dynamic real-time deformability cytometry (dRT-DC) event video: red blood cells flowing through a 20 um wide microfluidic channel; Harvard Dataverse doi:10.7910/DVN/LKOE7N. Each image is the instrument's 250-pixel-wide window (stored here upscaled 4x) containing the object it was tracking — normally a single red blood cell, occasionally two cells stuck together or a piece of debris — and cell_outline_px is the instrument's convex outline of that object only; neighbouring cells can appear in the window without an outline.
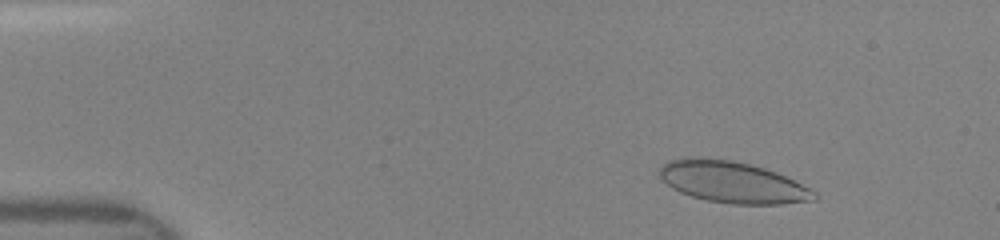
{"species": "human", "species_latin": "Homo sapiens", "temperature_condition": "room temperature", "stored_images_in_passage": 37, "camera_frame_rate_fps": 3000, "um_per_image_px": 0.085, "donor": {"sex": "female"}, "frame": {"image": 1, "passage_image": 4, "time_ms": 1.0, "image_size_px": [1000, 240], "cell_outline_px": [[816, 200], [780, 204], [732, 204], [708, 200], [692, 196], [680, 192], [672, 188], [660, 176], [660, 168], [668, 160], [684, 156], [696, 156], [732, 160], [764, 168], [776, 172], [816, 192]], "centroid_in_image_um": [62.22, 15.47], "position_along_channel_um": 22.8, "area_um2": 37.17}}
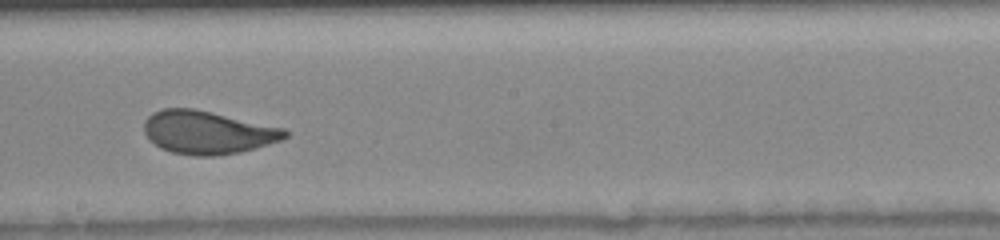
{"frame": {"image": 2, "passage_image": 25, "time_ms": 8.0, "image_size_px": [1000, 240], "cell_outline_px": [[288, 136], [280, 140], [256, 148], [240, 152], [216, 156], [196, 156], [172, 152], [160, 148], [148, 140], [144, 132], [144, 120], [152, 112], [164, 108], [192, 108], [284, 128], [288, 132]], "centroid_in_image_um": [17.6, 11.26], "position_along_channel_um": 230.6, "area_um2": 35.37}}
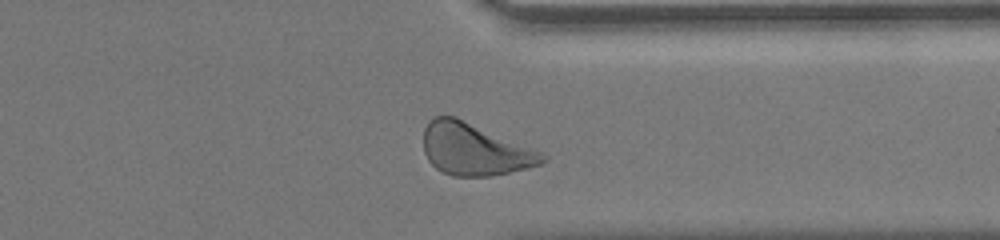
{"frame": {"image": 3, "passage_image": 35, "time_ms": 11.333, "image_size_px": [1000, 240], "cell_outline_px": [[548, 160], [540, 164], [528, 168], [488, 176], [452, 176], [436, 168], [428, 160], [424, 152], [424, 128], [428, 120], [436, 116], [456, 116], [544, 152], [548, 156]], "centroid_in_image_um": [40.37, 12.68], "position_along_channel_um": 371.0, "area_um2": 36.3}}